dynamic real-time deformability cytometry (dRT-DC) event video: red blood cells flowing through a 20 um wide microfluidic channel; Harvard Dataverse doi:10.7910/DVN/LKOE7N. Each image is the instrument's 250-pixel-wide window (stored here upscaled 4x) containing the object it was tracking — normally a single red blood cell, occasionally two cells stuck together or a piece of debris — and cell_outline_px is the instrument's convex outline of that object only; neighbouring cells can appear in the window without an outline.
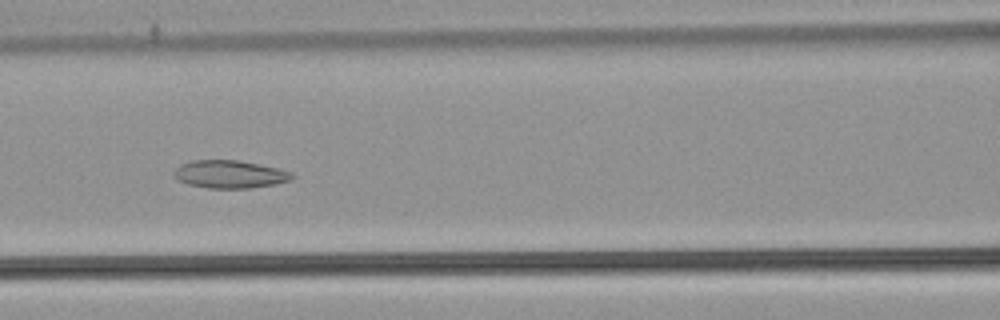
{"species": "common noctule bat (a hibernating species)", "species_latin": "Nyctalus noctula", "temperature_condition": "warm", "stored_images_in_passage": 54, "camera_frame_rate_fps": 3000, "um_per_image_px": 0.085, "animal": {"sex": "male", "body_mass_g": 21.5, "forearm_length_mm": 52.0}, "frame": {"image": 1, "passage_image": 25, "time_ms": 8.0, "image_size_px": [1000, 320], "cell_outline_px": [[296, 176], [288, 180], [276, 184], [252, 188], [208, 188], [188, 184], [176, 180], [172, 176], [172, 172], [180, 164], [192, 160], [236, 160], [276, 168], [292, 172]], "centroid_in_image_um": [19.47, 14.82], "position_along_channel_um": 147.1, "area_um2": 19.19}}
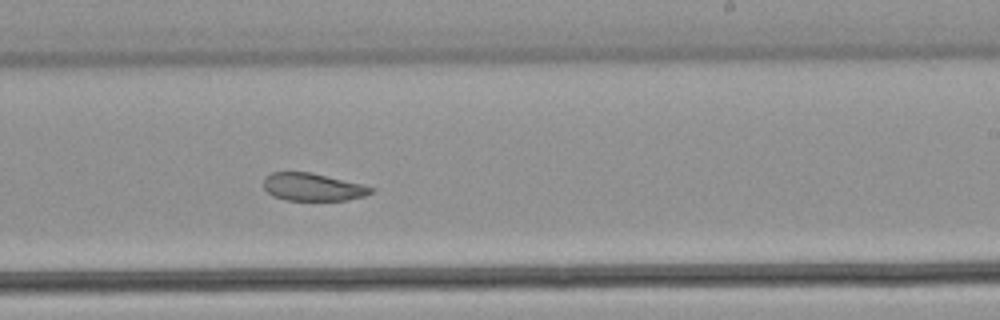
{"frame": {"image": 2, "passage_image": 34, "time_ms": 11.0, "image_size_px": [1000, 320], "cell_outline_px": [[376, 192], [364, 196], [348, 200], [284, 200], [272, 196], [264, 188], [264, 176], [272, 172], [308, 172], [360, 184], [376, 188]], "centroid_in_image_um": [26.58, 15.91], "position_along_channel_um": 262.4, "area_um2": 17.28}}
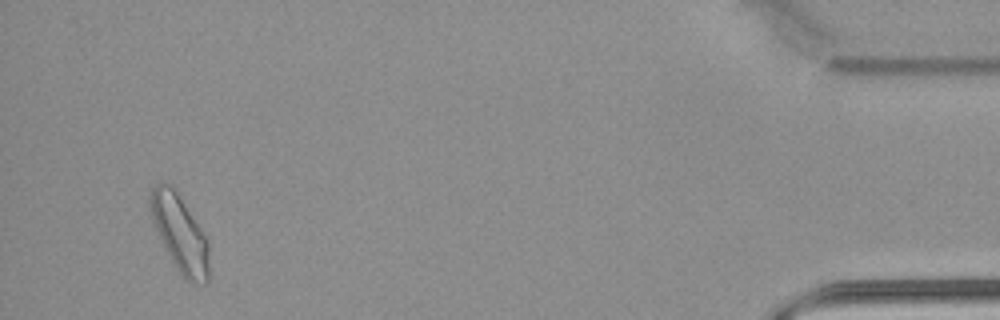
{"frame": {"image": 3, "passage_image": 52, "time_ms": 17.0, "image_size_px": [1000, 320], "cell_outline_px": [[208, 280], [204, 284], [188, 284], [172, 260], [152, 220], [148, 208], [148, 200], [152, 188], [160, 180], [168, 184], [176, 192], [208, 240]], "centroid_in_image_um": [15.27, 19.85], "position_along_channel_um": 419.9, "area_um2": 25.72}, "authors_computed_cell_mechanics": {"area_um2": 23.0044, "velocity_mm_per_s": 3.862, "shape_relaxation_time_tau1_ms": null, "shape_relaxation_time_tau2_ms": 4.2796, "deformation_change_tau1": null, "deformation_change_tau2": 0.1034}}